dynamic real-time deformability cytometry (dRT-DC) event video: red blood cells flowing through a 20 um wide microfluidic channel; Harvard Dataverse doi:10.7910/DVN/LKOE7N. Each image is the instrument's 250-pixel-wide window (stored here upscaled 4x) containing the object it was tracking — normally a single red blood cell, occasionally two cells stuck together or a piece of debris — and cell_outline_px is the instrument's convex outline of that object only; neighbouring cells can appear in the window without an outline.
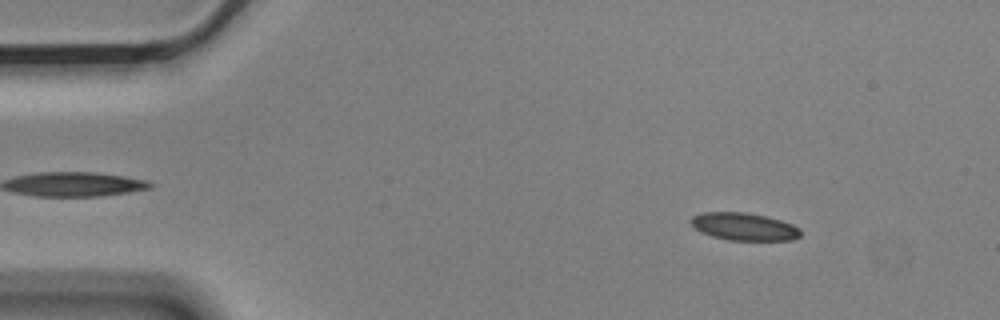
{"species": "Egyptian fruit bat (a non-hibernating species)", "species_latin": "Rousettus aegyptiacus", "temperature_condition": "cold", "stored_images_in_passage": 5, "camera_frame_rate_fps": 3000, "um_per_image_px": 0.085, "animal": {"sex": "male"}, "frame": {"image": 1, "passage_image": 2, "time_ms": 0.333, "image_size_px": [1000, 320], "cell_outline_px": [[800, 236], [792, 240], [728, 240], [712, 236], [700, 232], [692, 224], [692, 216], [704, 212], [748, 212], [780, 220], [792, 224], [800, 228]], "centroid_in_image_um": [63.26, 19.26], "position_along_channel_um": 21.7, "area_um2": 17.51}}
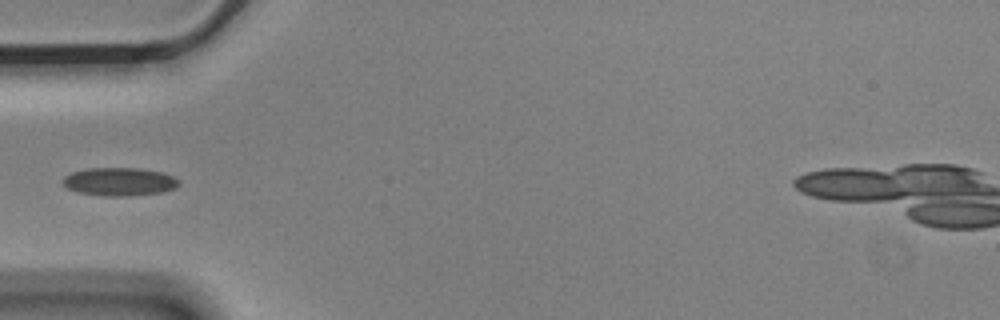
{"frame": {"image": 2, "passage_image": 5, "time_ms": 1.333, "image_size_px": [1000, 320], "cell_outline_px": [[180, 184], [176, 188], [160, 192], [128, 196], [104, 196], [76, 192], [68, 188], [64, 184], [64, 176], [72, 172], [88, 168], [140, 168], [160, 172], [172, 176]], "centroid_in_image_um": [10.13, 15.44], "position_along_channel_um": 74.9, "area_um2": 18.9}}